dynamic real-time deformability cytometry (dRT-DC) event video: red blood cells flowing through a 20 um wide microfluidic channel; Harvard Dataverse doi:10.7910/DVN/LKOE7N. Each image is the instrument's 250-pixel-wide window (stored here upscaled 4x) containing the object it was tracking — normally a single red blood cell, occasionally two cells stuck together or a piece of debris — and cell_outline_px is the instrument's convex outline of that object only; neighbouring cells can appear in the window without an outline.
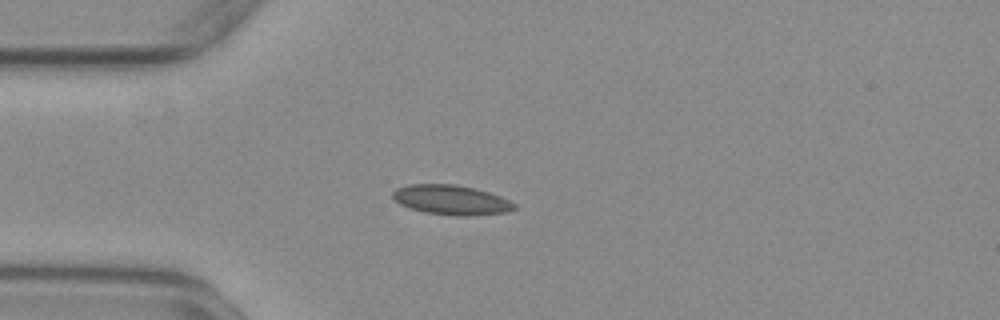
{"species": "common noctule bat (a hibernating species)", "species_latin": "Nyctalus noctula", "temperature_condition": "warm", "stored_images_in_passage": 42, "camera_frame_rate_fps": 3000, "um_per_image_px": 0.085, "animal": {"sex": "female", "body_mass_g": 29.2, "forearm_length_mm": 56.3}, "frame": {"image": 1, "passage_image": 1, "time_ms": 0.0, "image_size_px": [1000, 320], "cell_outline_px": [[516, 208], [504, 212], [464, 216], [456, 216], [424, 212], [400, 204], [392, 196], [392, 192], [396, 188], [408, 184], [456, 184], [476, 188], [500, 196], [516, 204]], "centroid_in_image_um": [38.34, 16.98], "position_along_channel_um": 46.7, "area_um2": 20.92}}
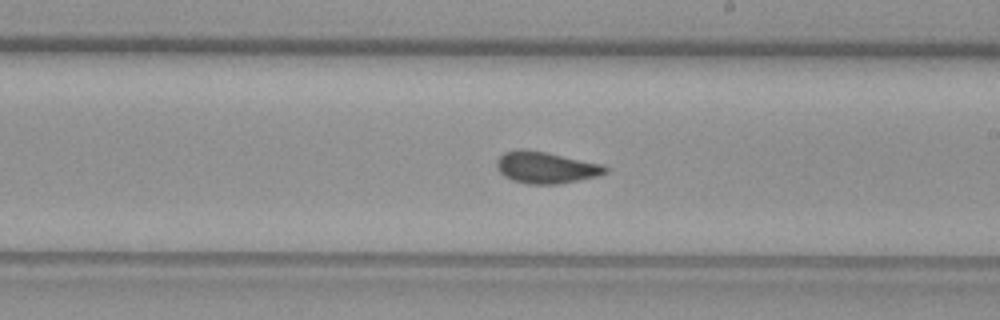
{"frame": {"image": 2, "passage_image": 18, "time_ms": 5.667, "image_size_px": [1000, 320], "cell_outline_px": [[608, 172], [600, 176], [560, 184], [528, 184], [512, 180], [504, 176], [496, 168], [496, 160], [504, 152], [520, 148], [524, 148], [604, 164], [608, 168]], "centroid_in_image_um": [46.41, 14.24], "position_along_channel_um": 242.6, "area_um2": 20.29}}
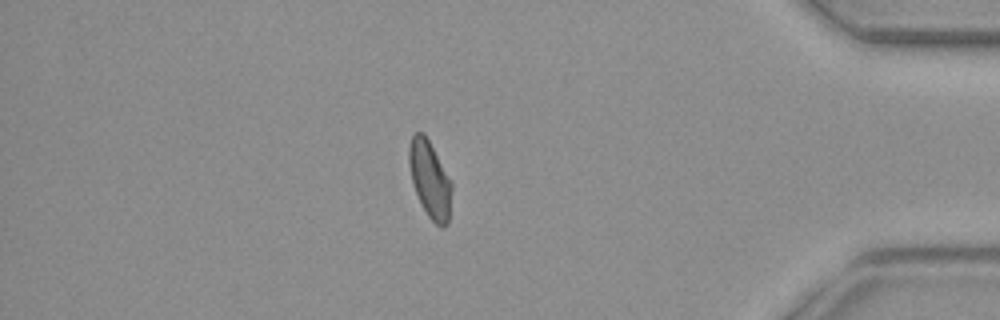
{"frame": {"image": 3, "passage_image": 34, "time_ms": 11.0, "image_size_px": [1000, 320], "cell_outline_px": [[452, 188], [448, 224], [444, 228], [440, 228], [428, 216], [412, 184], [408, 164], [408, 148], [412, 136], [416, 132], [424, 132], [452, 180]], "centroid_in_image_um": [36.55, 15.24], "position_along_channel_um": 398.7, "area_um2": 19.31}}